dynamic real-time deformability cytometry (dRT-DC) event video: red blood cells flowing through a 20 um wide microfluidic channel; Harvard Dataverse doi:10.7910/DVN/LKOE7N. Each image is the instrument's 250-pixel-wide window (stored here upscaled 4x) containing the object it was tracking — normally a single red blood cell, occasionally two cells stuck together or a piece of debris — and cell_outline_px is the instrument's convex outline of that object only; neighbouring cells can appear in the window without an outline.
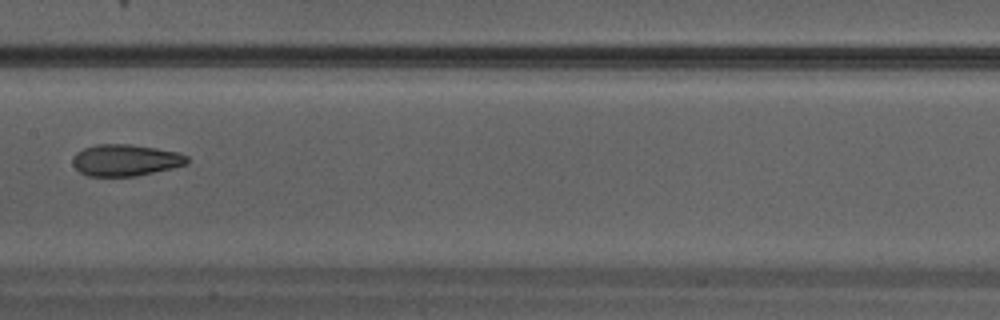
{"species": "Egyptian fruit bat (a non-hibernating species)", "species_latin": "Rousettus aegyptiacus", "temperature_condition": "warm", "stored_images_in_passage": 29, "camera_frame_rate_fps": 3000, "um_per_image_px": 0.085, "animal": {"sex": "male"}, "frame": {"image": 1, "passage_image": 13, "time_ms": 4.0, "image_size_px": [1000, 320], "cell_outline_px": [[188, 164], [172, 168], [132, 176], [88, 176], [80, 172], [72, 164], [72, 156], [76, 152], [84, 148], [96, 144], [128, 144], [156, 148], [180, 152], [188, 156]], "centroid_in_image_um": [10.65, 13.6], "position_along_channel_um": 196.7, "area_um2": 21.1}}
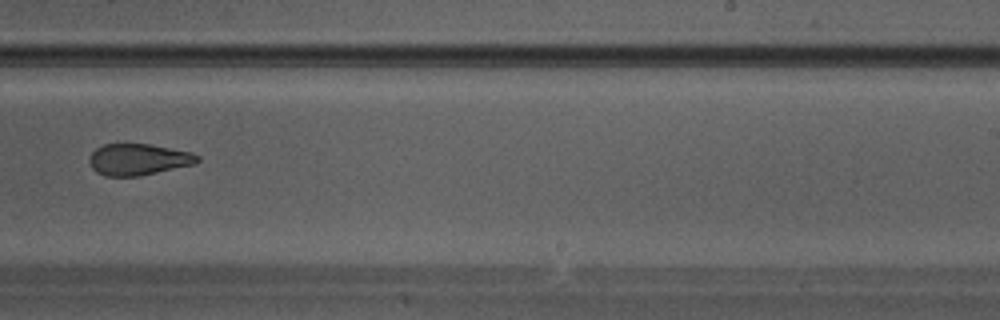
{"frame": {"image": 2, "passage_image": 17, "time_ms": 5.333, "image_size_px": [1000, 320], "cell_outline_px": [[200, 160], [196, 164], [140, 176], [104, 176], [96, 172], [92, 168], [88, 160], [88, 156], [96, 148], [104, 144], [152, 144], [192, 152], [200, 156]], "centroid_in_image_um": [11.77, 13.55], "position_along_channel_um": 277.2, "area_um2": 20.11}}